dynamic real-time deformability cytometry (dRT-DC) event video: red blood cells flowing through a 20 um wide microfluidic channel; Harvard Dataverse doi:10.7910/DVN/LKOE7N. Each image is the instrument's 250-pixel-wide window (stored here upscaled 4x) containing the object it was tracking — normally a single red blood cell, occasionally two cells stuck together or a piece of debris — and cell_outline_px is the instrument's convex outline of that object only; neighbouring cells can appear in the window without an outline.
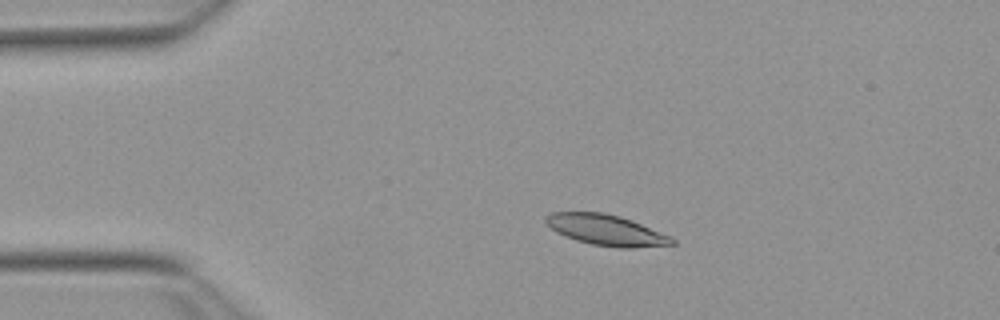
{"species": "Egyptian fruit bat (a non-hibernating species)", "species_latin": "Rousettus aegyptiacus", "temperature_condition": "warm", "stored_images_in_passage": 52, "camera_frame_rate_fps": 3000, "um_per_image_px": 0.085, "animal": {"sex": "female"}, "frame": {"image": 1, "passage_image": 9, "time_ms": 2.667, "image_size_px": [1000, 320], "cell_outline_px": [[676, 244], [632, 248], [616, 248], [592, 244], [576, 240], [564, 236], [556, 232], [544, 220], [544, 216], [552, 212], [604, 212], [620, 216], [632, 220], [672, 236], [676, 240]], "centroid_in_image_um": [51.55, 19.55], "position_along_channel_um": 33.4, "area_um2": 22.83}}
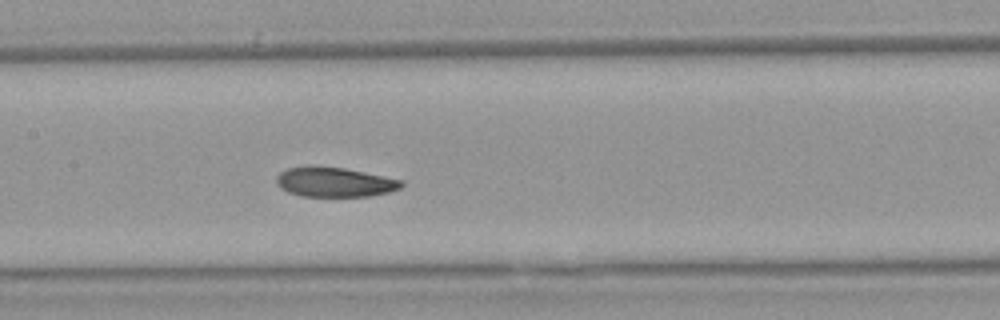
{"frame": {"image": 2, "passage_image": 24, "time_ms": 7.667, "image_size_px": [1000, 320], "cell_outline_px": [[404, 184], [400, 188], [388, 192], [368, 196], [300, 196], [288, 192], [280, 188], [276, 184], [276, 176], [280, 172], [288, 168], [308, 164], [316, 164], [344, 168], [404, 180]], "centroid_in_image_um": [28.39, 15.45], "position_along_channel_um": 179.0, "area_um2": 22.02}}
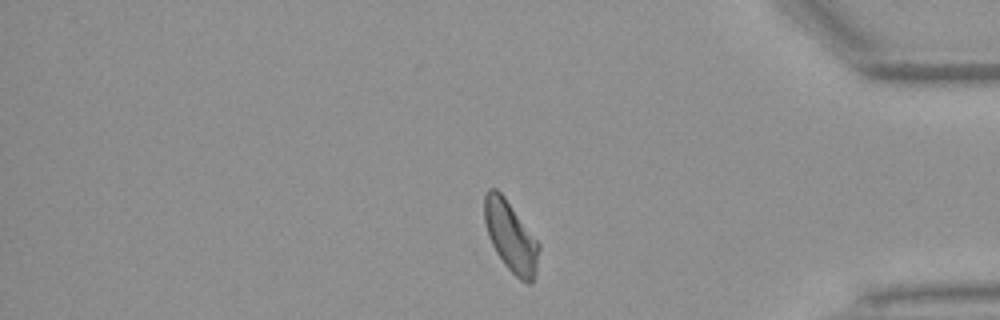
{"frame": {"image": 3, "passage_image": 43, "time_ms": 14.0, "image_size_px": [1000, 320], "cell_outline_px": [[540, 248], [536, 272], [532, 280], [528, 284], [520, 280], [504, 264], [496, 252], [488, 236], [484, 220], [484, 196], [488, 188], [496, 188], [504, 196], [540, 244]], "centroid_in_image_um": [43.4, 20.1], "position_along_channel_um": 391.8, "area_um2": 22.25}, "authors_computed_cell_mechanics": {"area_um2": 22.253, "velocity_mm_per_s": 3.7828, "shape_relaxation_time_tau1_ms": 5.7112, "shape_relaxation_time_tau2_ms": 3.3414, "deformation_change_tau1": 0.1479, "deformation_change_tau2": 0.0906}}